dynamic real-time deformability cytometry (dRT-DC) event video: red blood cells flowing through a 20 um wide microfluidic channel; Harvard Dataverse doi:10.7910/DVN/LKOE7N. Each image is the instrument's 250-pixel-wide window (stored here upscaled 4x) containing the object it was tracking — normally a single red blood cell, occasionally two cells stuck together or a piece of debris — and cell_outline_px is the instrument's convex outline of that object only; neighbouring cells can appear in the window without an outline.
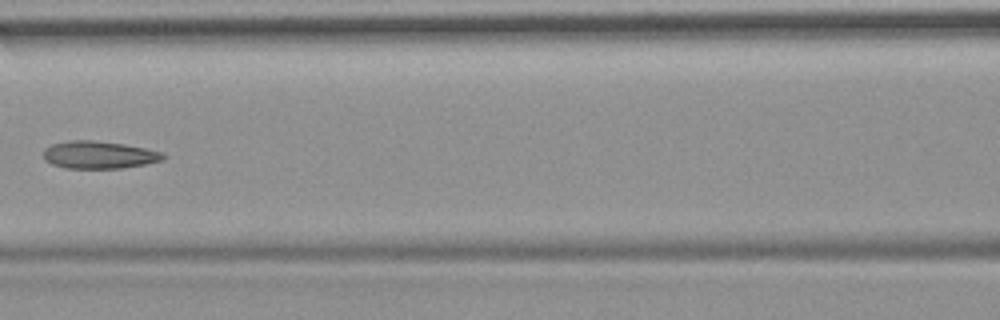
{"species": "common noctule bat (a hibernating species)", "species_latin": "Nyctalus noctula", "temperature_condition": "room temperature", "stored_images_in_passage": 10, "camera_frame_rate_fps": 3000, "um_per_image_px": 0.085, "animal": {"sex": "female", "body_mass_g": 19.9}, "frame": {"image": 1, "passage_image": 6, "time_ms": 6.667, "image_size_px": [1000, 320], "cell_outline_px": [[168, 156], [164, 160], [144, 164], [120, 168], [64, 168], [52, 164], [44, 160], [44, 148], [52, 144], [68, 140], [92, 140], [124, 144], [164, 152]], "centroid_in_image_um": [8.42, 13.16], "position_along_channel_um": 158.2, "area_um2": 19.31}}
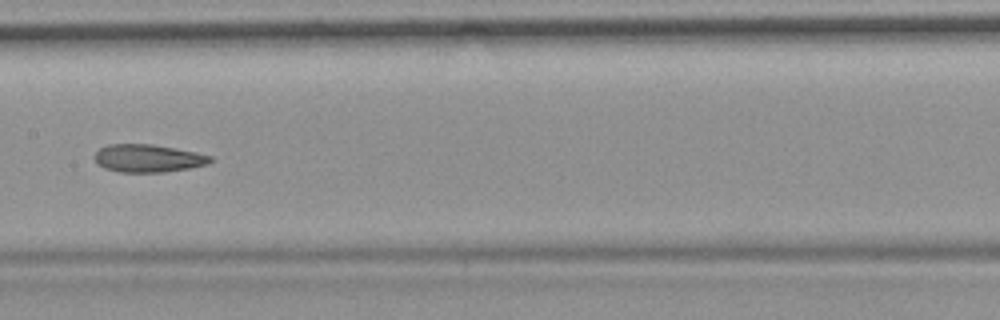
{"frame": {"image": 2, "passage_image": 7, "time_ms": 7.667, "image_size_px": [1000, 320], "cell_outline_px": [[212, 160], [208, 164], [188, 168], [164, 172], [120, 172], [104, 168], [96, 164], [92, 156], [100, 148], [108, 144], [152, 144], [196, 152], [212, 156]], "centroid_in_image_um": [12.54, 13.45], "position_along_channel_um": 194.9, "area_um2": 18.84}}